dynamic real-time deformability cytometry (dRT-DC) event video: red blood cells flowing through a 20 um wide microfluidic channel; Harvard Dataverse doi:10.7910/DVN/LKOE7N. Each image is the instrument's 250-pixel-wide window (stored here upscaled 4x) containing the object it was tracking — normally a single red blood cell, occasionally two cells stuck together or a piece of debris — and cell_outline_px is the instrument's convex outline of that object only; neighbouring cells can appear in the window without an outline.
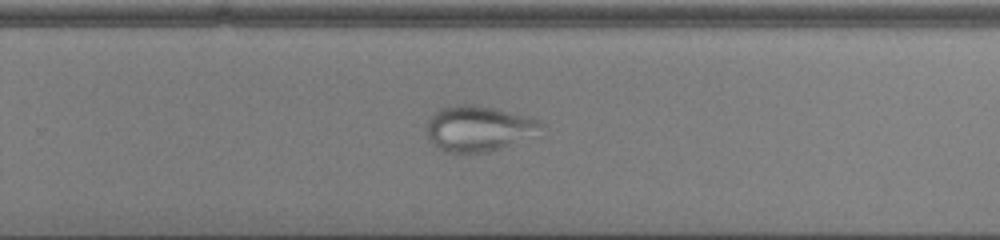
{"species": "common noctule bat (a hibernating species)", "species_latin": "Nyctalus noctula", "temperature_condition": "cold", "stored_images_in_passage": 54, "camera_frame_rate_fps": 3000, "um_per_image_px": 0.085, "animal": {"sex": "male", "body_mass_g": 13.0, "forearm_length_mm": 53.1}, "frame": {"image": 1, "passage_image": 37, "time_ms": 12.0, "image_size_px": [1000, 240], "cell_outline_px": [[544, 124], [508, 144], [500, 148], [488, 152], [460, 156], [448, 152], [440, 148], [428, 136], [424, 128], [428, 120], [440, 108], [448, 104], [472, 104], [496, 108], [528, 116], [540, 120]], "centroid_in_image_um": [40.53, 10.91], "position_along_channel_um": 289.3, "area_um2": 29.94}}
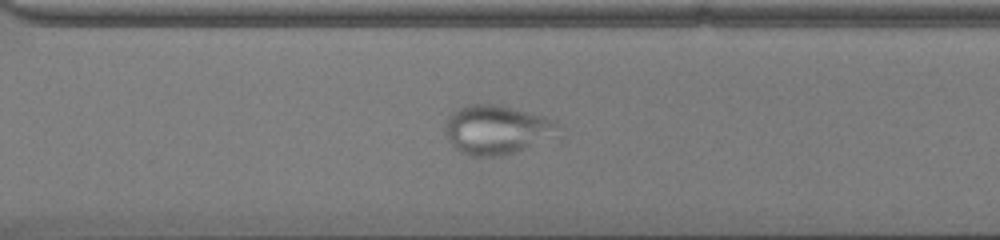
{"frame": {"image": 2, "passage_image": 40, "time_ms": 13.0, "image_size_px": [1000, 240], "cell_outline_px": [[564, 136], [500, 156], [468, 156], [452, 148], [444, 132], [448, 116], [456, 108], [464, 104], [492, 104], [512, 108], [544, 116], [556, 120], [564, 128]], "centroid_in_image_um": [42.3, 11.04], "position_along_channel_um": 328.3, "area_um2": 33.41}}
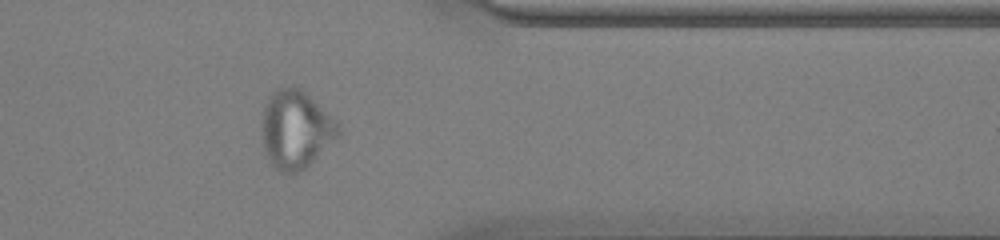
{"frame": {"image": 3, "passage_image": 45, "time_ms": 14.667, "image_size_px": [1000, 240], "cell_outline_px": [[340, 132], [304, 168], [296, 172], [280, 172], [268, 160], [264, 152], [260, 132], [260, 124], [264, 108], [272, 92], [276, 88], [292, 84], [300, 88], [336, 120], [340, 124]], "centroid_in_image_um": [25.07, 10.96], "position_along_channel_um": 386.3, "area_um2": 34.51}}